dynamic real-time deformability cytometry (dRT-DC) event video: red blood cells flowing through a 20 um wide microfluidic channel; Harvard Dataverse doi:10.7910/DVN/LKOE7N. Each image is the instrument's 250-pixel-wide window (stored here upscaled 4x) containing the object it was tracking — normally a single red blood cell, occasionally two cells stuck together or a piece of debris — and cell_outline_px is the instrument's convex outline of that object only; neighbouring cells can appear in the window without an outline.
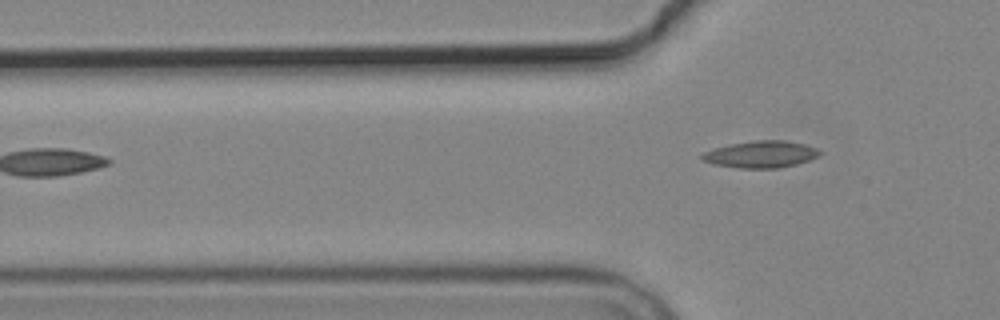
{"species": "common noctule bat (a hibernating species)", "species_latin": "Nyctalus noctula", "temperature_condition": "cold", "stored_images_in_passage": 2, "camera_frame_rate_fps": 3000, "um_per_image_px": 0.085, "animal": {"sex": "male", "body_mass_g": 19.2, "forearm_length_mm": 51.8}, "frame": {"image": 1, "passage_image": 2, "time_ms": 1.333, "image_size_px": [1000, 320], "cell_outline_px": [[824, 152], [820, 156], [796, 164], [776, 168], [736, 168], [712, 164], [700, 160], [700, 156], [704, 152], [712, 148], [728, 144], [752, 140], [784, 140], [804, 144], [816, 148]], "centroid_in_image_um": [64.64, 13.11], "position_along_channel_um": 61.2, "area_um2": 18.73}}